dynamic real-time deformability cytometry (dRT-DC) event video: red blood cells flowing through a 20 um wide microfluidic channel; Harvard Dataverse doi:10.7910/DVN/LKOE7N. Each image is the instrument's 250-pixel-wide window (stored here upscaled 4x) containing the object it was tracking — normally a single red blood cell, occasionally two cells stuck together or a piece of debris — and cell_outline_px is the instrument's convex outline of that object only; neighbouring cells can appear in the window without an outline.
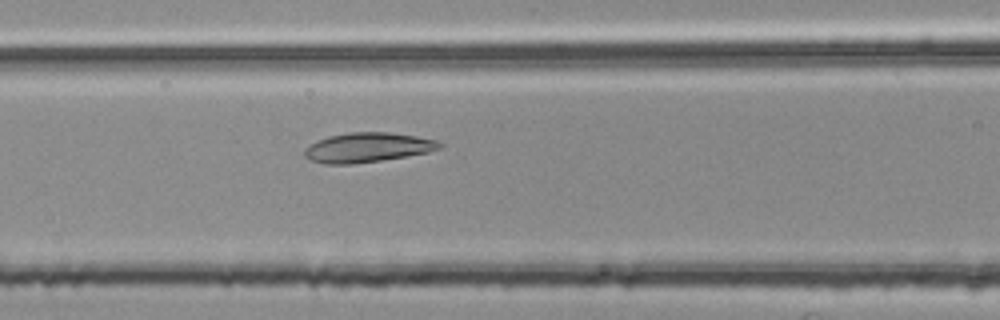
{"species": "common noctule bat (a hibernating species)", "species_latin": "Nyctalus noctula", "temperature_condition": "room temperature", "stored_images_in_passage": 45, "camera_frame_rate_fps": 3000, "um_per_image_px": 0.085, "animal": {"sex": "female", "body_mass_g": 25.1}, "frame": {"image": 1, "passage_image": 14, "time_ms": 4.333, "image_size_px": [1000, 320], "cell_outline_px": [[444, 144], [440, 148], [428, 152], [380, 160], [352, 164], [328, 164], [312, 160], [304, 156], [304, 148], [316, 140], [328, 136], [348, 132], [388, 132], [416, 136], [436, 140]], "centroid_in_image_um": [31.21, 12.52], "position_along_channel_um": 135.4, "area_um2": 23.18}}
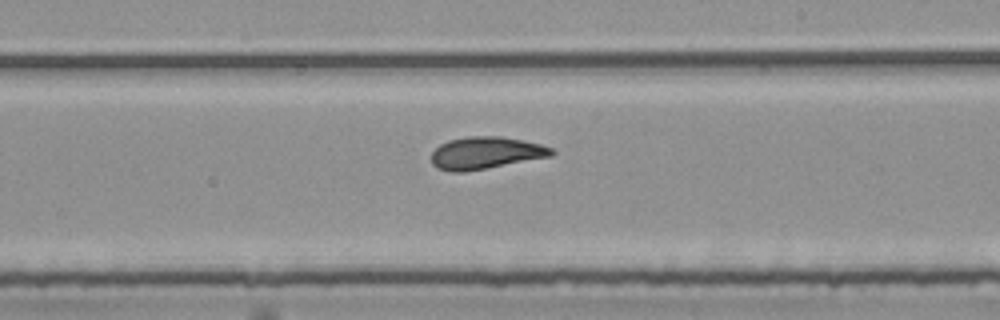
{"frame": {"image": 2, "passage_image": 23, "time_ms": 7.333, "image_size_px": [1000, 320], "cell_outline_px": [[556, 152], [552, 156], [464, 172], [452, 172], [436, 168], [432, 164], [432, 152], [440, 144], [448, 140], [468, 136], [500, 136], [540, 144], [552, 148]], "centroid_in_image_um": [41.26, 13.0], "position_along_channel_um": 247.7, "area_um2": 22.48}}
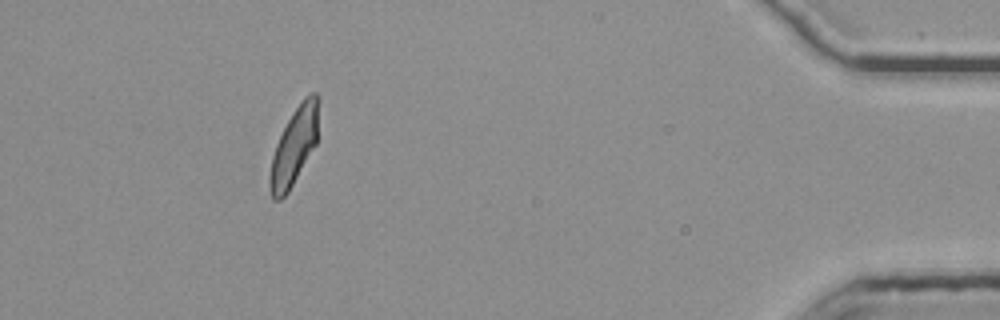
{"frame": {"image": 3, "passage_image": 41, "time_ms": 13.333, "image_size_px": [1000, 320], "cell_outline_px": [[320, 96], [316, 144], [288, 192], [280, 200], [272, 200], [268, 184], [268, 176], [272, 156], [276, 144], [292, 112], [304, 96], [312, 92], [316, 92]], "centroid_in_image_um": [25.0, 12.42], "position_along_channel_um": 410.2, "area_um2": 22.14}, "authors_computed_cell_mechanics": {"area_um2": 22.4842, "velocity_mm_per_s": 3.7583, "shape_relaxation_time_tau1_ms": 6.7514, "shape_relaxation_time_tau2_ms": 2.4978, "deformation_change_tau1": 0.1695, "deformation_change_tau2": 0.1055}}